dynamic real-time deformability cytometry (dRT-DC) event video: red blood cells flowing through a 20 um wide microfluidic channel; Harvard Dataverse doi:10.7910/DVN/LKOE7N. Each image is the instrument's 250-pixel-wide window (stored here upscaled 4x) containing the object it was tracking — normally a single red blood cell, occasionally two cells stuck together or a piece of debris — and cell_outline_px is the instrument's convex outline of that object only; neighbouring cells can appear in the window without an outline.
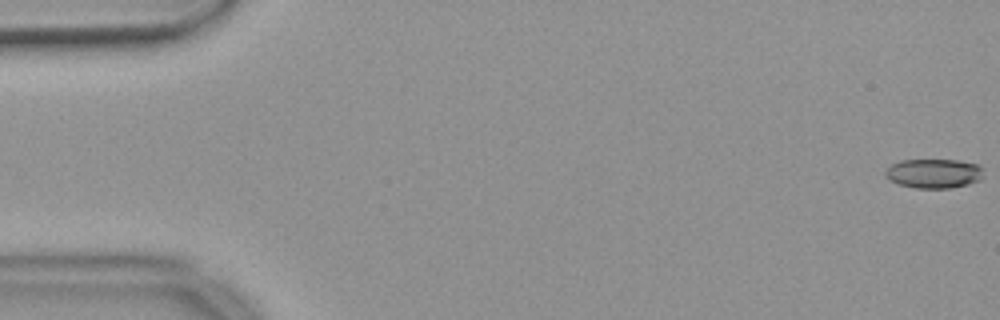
{"species": "common noctule bat (a hibernating species)", "species_latin": "Nyctalus noctula", "temperature_condition": "warm", "stored_images_in_passage": 56, "camera_frame_rate_fps": 3000, "um_per_image_px": 0.085, "animal": {"sex": "female", "body_mass_g": 18.4}, "frame": {"image": 1, "passage_image": 1, "time_ms": 0.0, "image_size_px": [1000, 320], "cell_outline_px": [[980, 180], [968, 184], [952, 188], [916, 188], [896, 184], [884, 172], [892, 164], [900, 160], [956, 160], [976, 164], [980, 168]], "centroid_in_image_um": [79.34, 14.75], "position_along_channel_um": 5.7, "area_um2": 16.47}}
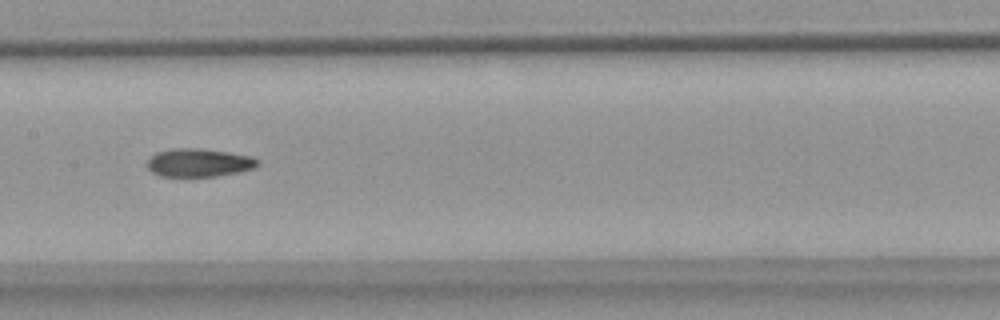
{"frame": {"image": 2, "passage_image": 28, "time_ms": 9.0, "image_size_px": [1000, 320], "cell_outline_px": [[260, 164], [256, 168], [216, 176], [160, 176], [152, 172], [148, 168], [148, 160], [156, 152], [172, 148], [200, 148], [228, 152], [252, 156], [260, 160]], "centroid_in_image_um": [16.94, 13.82], "position_along_channel_um": 190.5, "area_um2": 18.21}}
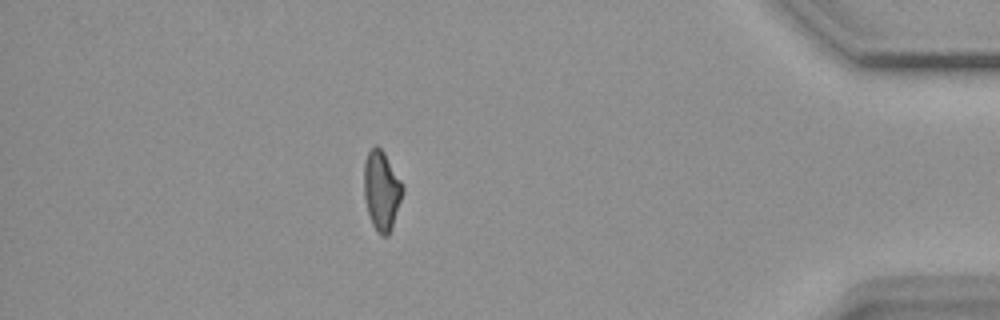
{"frame": {"image": 3, "passage_image": 49, "time_ms": 16.0, "image_size_px": [1000, 320], "cell_outline_px": [[404, 192], [392, 228], [388, 236], [380, 236], [372, 224], [368, 212], [364, 196], [364, 160], [368, 152], [376, 144], [384, 152], [404, 184]], "centroid_in_image_um": [32.45, 16.2], "position_along_channel_um": 402.7, "area_um2": 18.15}, "authors_computed_cell_mechanics": {"area_um2": 18.0625, "velocity_mm_per_s": 3.689, "shape_relaxation_time_tau1_ms": null, "shape_relaxation_time_tau2_ms": 3.5028, "deformation_change_tau1": null, "deformation_change_tau2": 0.1088}}